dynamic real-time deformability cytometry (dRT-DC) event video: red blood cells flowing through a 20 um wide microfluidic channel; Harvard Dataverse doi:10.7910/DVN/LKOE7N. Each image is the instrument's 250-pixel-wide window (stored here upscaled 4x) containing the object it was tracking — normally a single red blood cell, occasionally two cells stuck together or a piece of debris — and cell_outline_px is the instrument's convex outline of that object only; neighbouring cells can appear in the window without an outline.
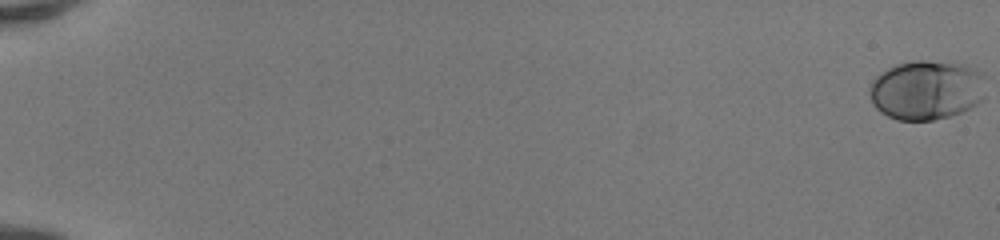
{"species": "human", "species_latin": "Homo sapiens", "temperature_condition": "room temperature", "stored_images_in_passage": 53, "camera_frame_rate_fps": 3000, "um_per_image_px": 0.085, "donor": {"sex": "female"}, "frame": {"image": 1, "passage_image": 1, "time_ms": 0.0, "image_size_px": [1000, 240], "cell_outline_px": [[980, 100], [972, 108], [948, 116], [932, 120], [896, 120], [880, 112], [872, 104], [868, 92], [868, 88], [872, 80], [880, 72], [896, 64], [916, 60], [924, 60], [964, 64], [976, 68], [980, 76]], "centroid_in_image_um": [78.64, 7.65], "position_along_channel_um": 6.4, "area_um2": 39.94}}
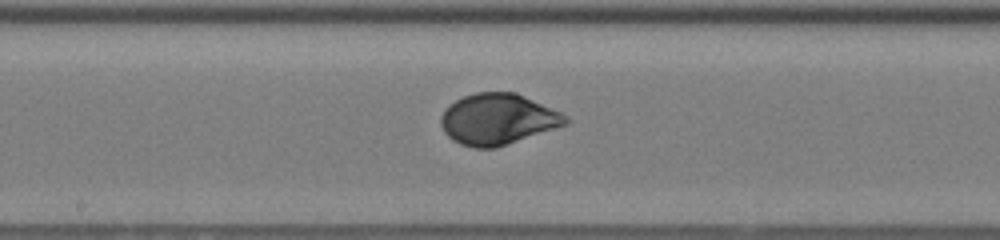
{"frame": {"image": 2, "passage_image": 31, "time_ms": 10.0, "image_size_px": [1000, 240], "cell_outline_px": [[572, 120], [568, 124], [496, 148], [472, 148], [460, 144], [452, 140], [444, 132], [440, 124], [440, 116], [444, 108], [456, 100], [464, 96], [476, 92], [516, 92], [560, 112], [568, 116]], "centroid_in_image_um": [42.3, 10.14], "position_along_channel_um": 205.9, "area_um2": 37.28}}
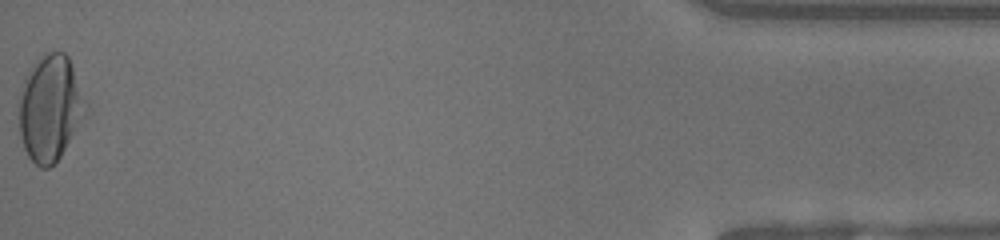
{"frame": {"image": 3, "passage_image": 53, "time_ms": 17.333, "image_size_px": [1000, 240], "cell_outline_px": [[88, 116], [56, 164], [48, 168], [40, 168], [28, 156], [24, 148], [20, 136], [20, 96], [24, 76], [44, 52], [64, 52], [68, 56], [88, 104]], "centroid_in_image_um": [4.32, 9.23], "position_along_channel_um": 430.9, "area_um2": 41.85}, "authors_computed_cell_mechanics": {"area_um2": 36.703, "velocity_mm_per_s": 4.1358, "shape_relaxation_time_tau1_ms": 3.0502, "shape_relaxation_time_tau2_ms": null, "deformation_change_tau1": 0.155, "deformation_change_tau2": null}}